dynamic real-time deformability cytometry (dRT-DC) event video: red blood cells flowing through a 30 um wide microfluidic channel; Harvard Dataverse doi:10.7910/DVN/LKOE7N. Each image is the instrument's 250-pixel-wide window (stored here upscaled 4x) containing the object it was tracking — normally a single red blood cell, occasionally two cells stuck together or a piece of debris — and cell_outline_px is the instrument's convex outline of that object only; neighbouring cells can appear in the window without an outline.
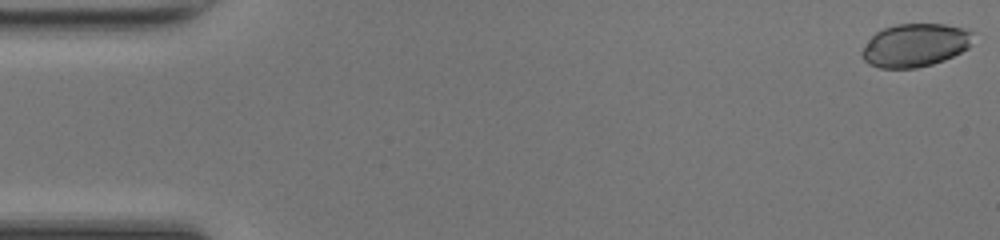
{"species": "common noctule bat (a hibernating species)", "species_latin": "Nyctalus noctula", "temperature_condition": "room temperature", "stored_images_in_passage": 13, "camera_frame_rate_fps": 3000, "um_per_image_px": 0.085, "animal": {"sex": "female", "body_mass_g": 17.0, "forearm_length_mm": 48.0}, "frame": {"image": 1, "passage_image": 1, "time_ms": 0.0, "image_size_px": [1000, 240], "cell_outline_px": [[972, 32], [968, 48], [944, 60], [932, 64], [916, 68], [880, 68], [868, 64], [864, 60], [860, 52], [868, 40], [876, 32], [884, 28], [896, 24], [944, 24], [960, 28]], "centroid_in_image_um": [77.72, 3.85], "position_along_channel_um": 7.3, "area_um2": 27.69}}